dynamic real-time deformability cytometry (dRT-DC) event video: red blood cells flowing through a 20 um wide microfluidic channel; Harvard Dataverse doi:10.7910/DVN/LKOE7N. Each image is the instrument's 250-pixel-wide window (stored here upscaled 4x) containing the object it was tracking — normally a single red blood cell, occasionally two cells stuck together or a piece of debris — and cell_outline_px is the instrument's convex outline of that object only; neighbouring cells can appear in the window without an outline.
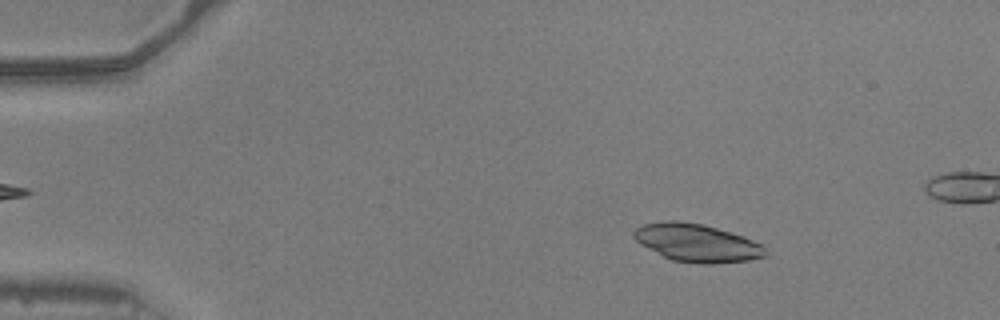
{"species": "common noctule bat (a hibernating species)", "species_latin": "Nyctalus noctula", "temperature_condition": "warm", "stored_images_in_passage": 38, "camera_frame_rate_fps": 3000, "um_per_image_px": 0.085, "animal": {"sex": "male", "body_mass_g": 20.5, "forearm_length_mm": 52.5}, "frame": {"image": 1, "passage_image": 8, "time_ms": 2.333, "image_size_px": [1000, 320], "cell_outline_px": [[768, 256], [748, 260], [712, 264], [704, 264], [672, 260], [640, 244], [632, 236], [632, 232], [636, 228], [644, 224], [664, 220], [680, 220], [700, 224], [732, 232], [744, 236], [764, 244], [768, 252]], "centroid_in_image_um": [59.28, 20.64], "position_along_channel_um": 25.7, "area_um2": 29.25}}
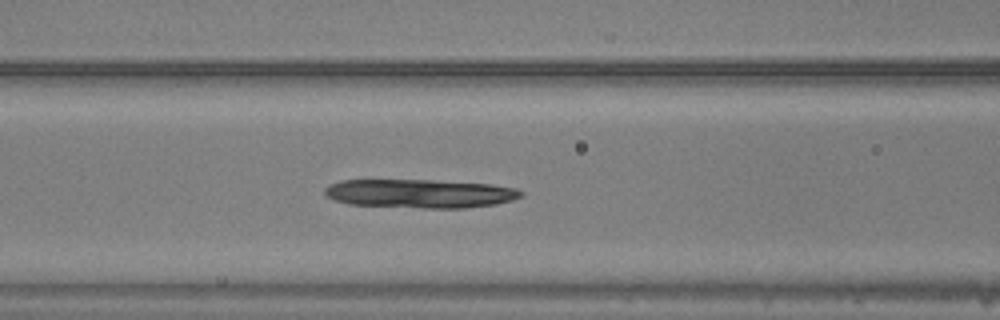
{"frame": {"image": 2, "passage_image": 22, "time_ms": 7.0, "image_size_px": [1000, 320], "cell_outline_px": [[524, 196], [512, 200], [496, 204], [464, 208], [424, 208], [348, 204], [332, 200], [324, 192], [324, 188], [328, 184], [340, 180], [432, 180], [488, 184], [516, 188], [524, 192]], "centroid_in_image_um": [35.68, 16.45], "position_along_channel_um": 130.9, "area_um2": 33.0}}